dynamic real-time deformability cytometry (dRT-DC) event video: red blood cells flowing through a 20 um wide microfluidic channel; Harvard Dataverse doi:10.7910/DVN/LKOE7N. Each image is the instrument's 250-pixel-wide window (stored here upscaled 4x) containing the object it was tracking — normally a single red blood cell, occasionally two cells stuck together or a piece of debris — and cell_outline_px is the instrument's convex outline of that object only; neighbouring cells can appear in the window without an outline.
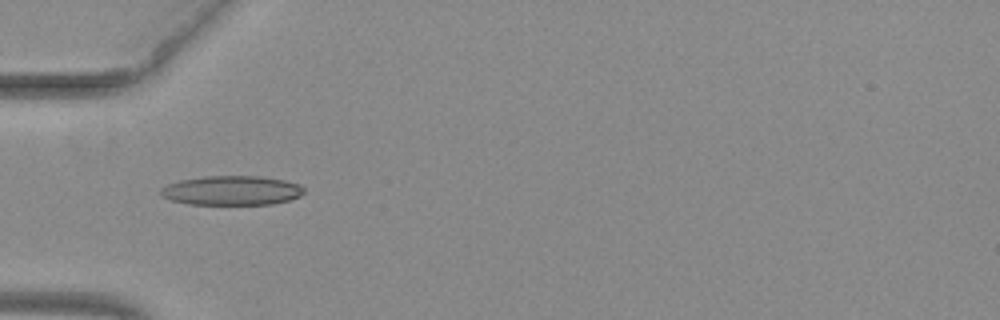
{"species": "common noctule bat (a hibernating species)", "species_latin": "Nyctalus noctula", "temperature_condition": "warm", "stored_images_in_passage": 54, "camera_frame_rate_fps": 3000, "um_per_image_px": 0.085, "animal": {"sex": "female", "body_mass_g": 29.2, "forearm_length_mm": 56.3}, "frame": {"image": 1, "passage_image": 19, "time_ms": 6.0, "image_size_px": [1000, 320], "cell_outline_px": [[304, 192], [300, 196], [288, 200], [272, 204], [188, 204], [172, 200], [164, 196], [160, 192], [160, 188], [168, 184], [180, 180], [204, 176], [260, 176], [284, 180], [300, 184], [304, 188]], "centroid_in_image_um": [19.71, 16.18], "position_along_channel_um": 65.3, "area_um2": 24.45}}
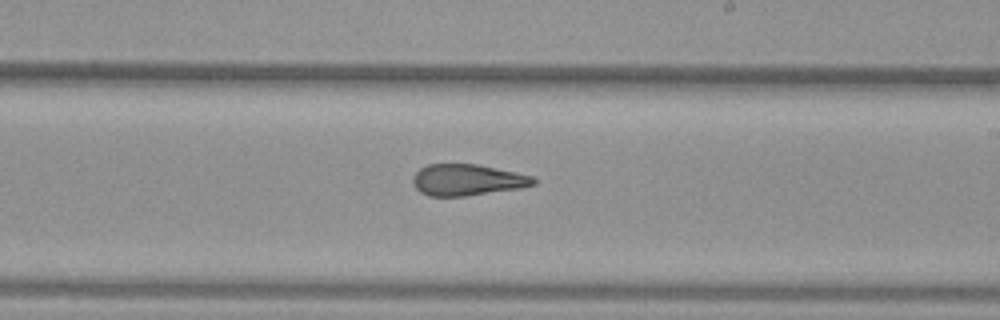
{"frame": {"image": 2, "passage_image": 33, "time_ms": 10.667, "image_size_px": [1000, 320], "cell_outline_px": [[536, 184], [520, 188], [464, 196], [428, 196], [420, 192], [412, 184], [412, 176], [420, 168], [428, 164], [476, 164], [516, 172], [532, 176], [536, 180]], "centroid_in_image_um": [39.68, 15.29], "position_along_channel_um": 249.3, "area_um2": 22.02}}
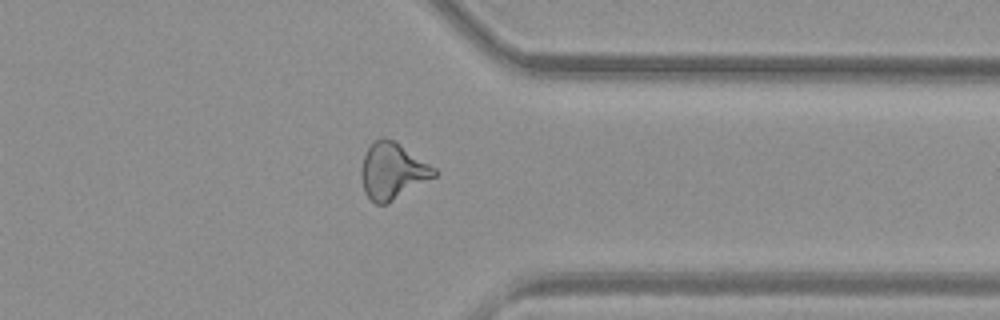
{"frame": {"image": 3, "passage_image": 43, "time_ms": 14.0, "image_size_px": [1000, 320], "cell_outline_px": [[440, 172], [436, 176], [388, 204], [376, 204], [364, 192], [360, 176], [360, 168], [364, 156], [372, 140], [380, 136], [384, 136], [392, 140], [436, 168]], "centroid_in_image_um": [33.34, 14.54], "position_along_channel_um": 378.1, "area_um2": 24.1}, "authors_computed_cell_mechanics": {"area_um2": 23.4379, "velocity_mm_per_s": 3.9787, "shape_relaxation_time_tau1_ms": null, "shape_relaxation_time_tau2_ms": 1.7674, "deformation_change_tau1": null, "deformation_change_tau2": 0.1012}}